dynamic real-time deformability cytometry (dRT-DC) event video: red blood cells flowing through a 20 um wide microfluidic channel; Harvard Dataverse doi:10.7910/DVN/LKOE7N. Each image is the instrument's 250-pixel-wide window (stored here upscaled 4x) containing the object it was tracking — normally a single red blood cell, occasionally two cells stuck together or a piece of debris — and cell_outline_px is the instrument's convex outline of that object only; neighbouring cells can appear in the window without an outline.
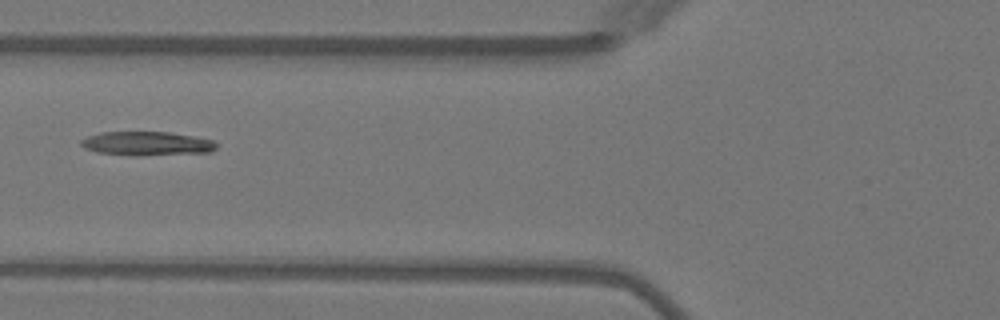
{"species": "Egyptian fruit bat (a non-hibernating species)", "species_latin": "Rousettus aegyptiacus", "temperature_condition": "warm", "stored_images_in_passage": 4, "camera_frame_rate_fps": 3000, "um_per_image_px": 0.085, "animal": {"sex": "female"}, "frame": {"image": 1, "passage_image": 3, "time_ms": 2.667, "image_size_px": [1000, 320], "cell_outline_px": [[220, 144], [212, 152], [140, 156], [136, 156], [96, 152], [84, 148], [80, 144], [80, 140], [88, 136], [100, 132], [168, 132], [192, 136], [212, 140]], "centroid_in_image_um": [12.49, 12.21], "position_along_channel_um": 113.3, "area_um2": 19.07}}
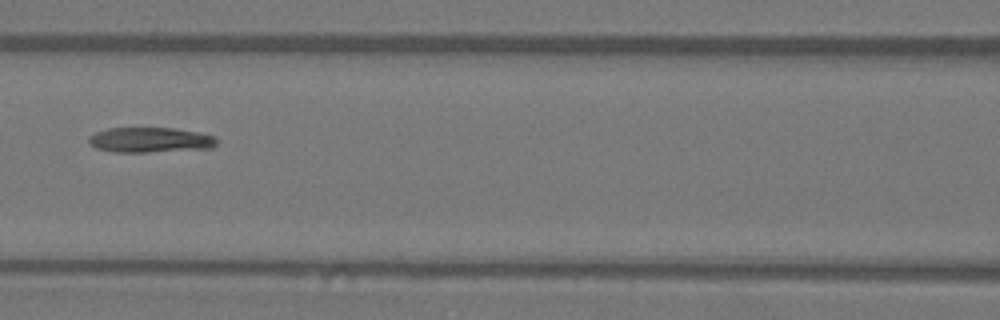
{"frame": {"image": 2, "passage_image": 4, "time_ms": 3.667, "image_size_px": [1000, 320], "cell_outline_px": [[216, 144], [212, 148], [148, 152], [116, 152], [96, 148], [88, 140], [88, 136], [96, 132], [108, 128], [172, 128], [200, 132], [216, 136]], "centroid_in_image_um": [12.79, 11.89], "position_along_channel_um": 153.8, "area_um2": 18.73}}